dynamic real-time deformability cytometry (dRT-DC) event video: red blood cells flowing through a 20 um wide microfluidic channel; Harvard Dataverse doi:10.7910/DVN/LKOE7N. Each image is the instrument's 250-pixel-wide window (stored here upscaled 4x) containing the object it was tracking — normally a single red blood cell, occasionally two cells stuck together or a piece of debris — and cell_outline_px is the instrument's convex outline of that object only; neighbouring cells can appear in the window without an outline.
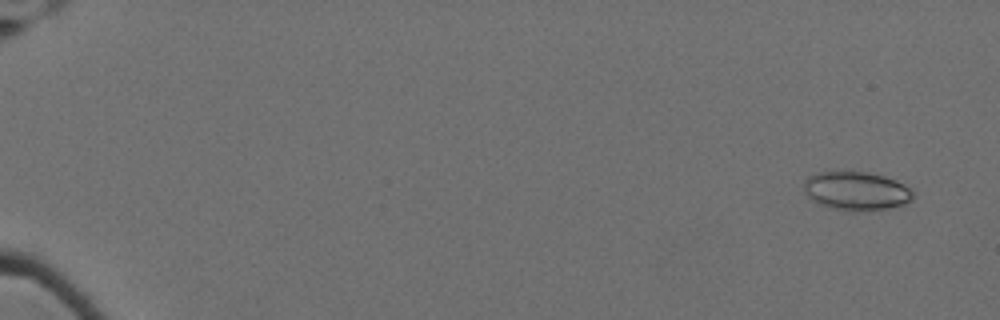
{"species": "Egyptian fruit bat (a non-hibernating species)", "species_latin": "Rousettus aegyptiacus", "temperature_condition": "cold", "stored_images_in_passage": 61, "camera_frame_rate_fps": 3000, "um_per_image_px": 0.085, "animal": {"sex": "female"}, "frame": {"image": 1, "passage_image": 4, "time_ms": 1.0, "image_size_px": [1000, 320], "cell_outline_px": [[912, 196], [904, 204], [888, 208], [860, 212], [852, 212], [828, 208], [812, 200], [804, 192], [804, 180], [808, 176], [816, 172], [868, 172], [884, 176], [896, 180], [904, 184], [912, 192]], "centroid_in_image_um": [72.73, 16.24], "position_along_channel_um": 12.3, "area_um2": 24.68}}
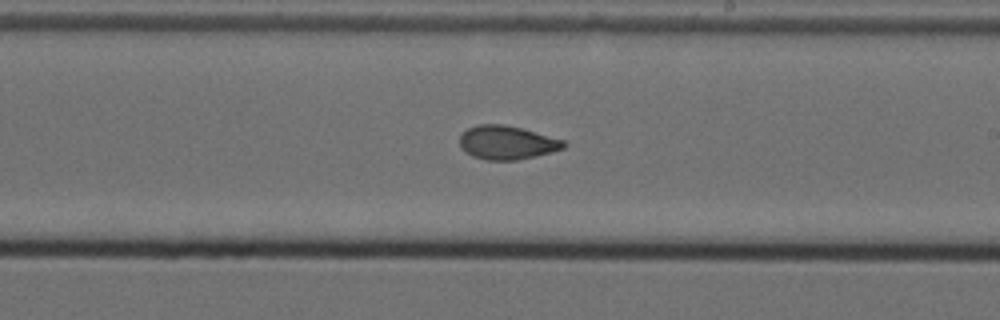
{"frame": {"image": 2, "passage_image": 39, "time_ms": 12.667, "image_size_px": [1000, 320], "cell_outline_px": [[568, 144], [564, 148], [536, 156], [516, 160], [488, 160], [472, 156], [464, 152], [460, 148], [460, 136], [468, 128], [476, 124], [504, 124], [520, 128], [564, 140]], "centroid_in_image_um": [43.07, 12.12], "position_along_channel_um": 245.9, "area_um2": 20.4}}
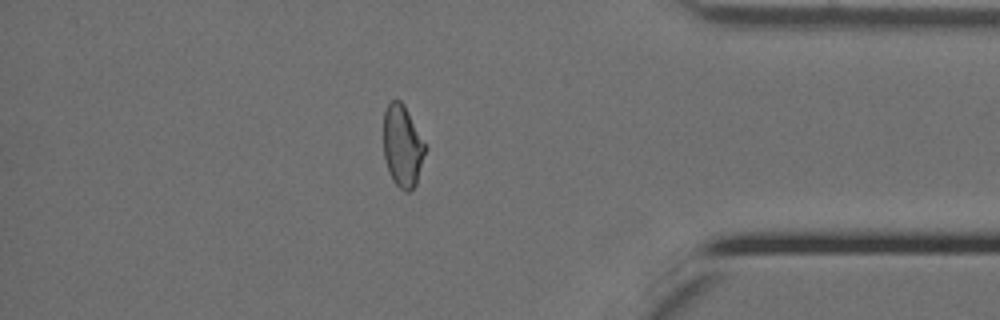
{"frame": {"image": 3, "passage_image": 54, "time_ms": 17.667, "image_size_px": [1000, 320], "cell_outline_px": [[428, 148], [416, 184], [408, 192], [404, 192], [392, 180], [388, 172], [384, 156], [384, 112], [388, 104], [392, 100], [400, 100], [404, 104]], "centroid_in_image_um": [34.23, 12.43], "position_along_channel_um": 401.0, "area_um2": 20.11}, "authors_computed_cell_mechanics": {"area_um2": 21.097, "velocity_mm_per_s": 3.5083, "shape_relaxation_time_tau1_ms": null, "shape_relaxation_time_tau2_ms": 2.1028, "deformation_change_tau1": null, "deformation_change_tau2": 0.0769}}